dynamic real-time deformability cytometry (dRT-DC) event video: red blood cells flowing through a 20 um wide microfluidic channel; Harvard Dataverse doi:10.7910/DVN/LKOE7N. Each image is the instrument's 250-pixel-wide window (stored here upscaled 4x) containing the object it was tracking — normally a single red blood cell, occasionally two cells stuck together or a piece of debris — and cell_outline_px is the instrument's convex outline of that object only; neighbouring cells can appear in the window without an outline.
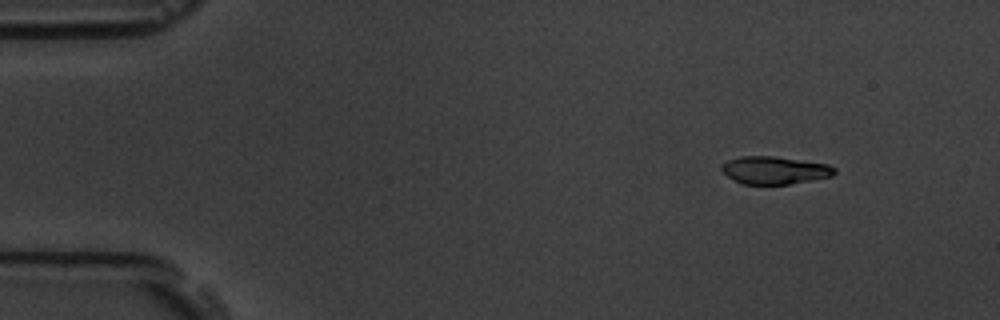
{"species": "common noctule bat (a hibernating species)", "species_latin": "Nyctalus noctula", "temperature_condition": "room temperature", "stored_images_in_passage": 7, "camera_frame_rate_fps": 3000, "um_per_image_px": 0.085, "animal": {"sex": "male", "body_mass_g": 19.5, "forearm_length_mm": 54.6}, "frame": {"image": 1, "passage_image": 3, "time_ms": 2.0, "image_size_px": [1000, 320], "cell_outline_px": [[836, 172], [832, 176], [788, 184], [740, 184], [728, 176], [720, 168], [720, 164], [728, 160], [740, 156], [772, 156], [828, 164], [836, 168]], "centroid_in_image_um": [65.81, 14.46], "position_along_channel_um": 19.2, "area_um2": 18.15}}
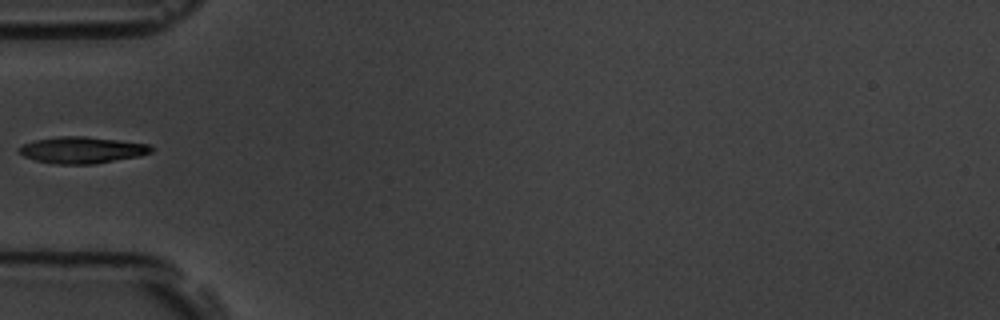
{"frame": {"image": 2, "passage_image": 6, "time_ms": 6.333, "image_size_px": [1000, 320], "cell_outline_px": [[152, 152], [140, 156], [92, 164], [56, 164], [36, 160], [24, 156], [16, 148], [24, 144], [36, 140], [60, 136], [84, 136], [148, 144], [152, 148]], "centroid_in_image_um": [6.96, 12.75], "position_along_channel_um": 78.0, "area_um2": 20.17}}
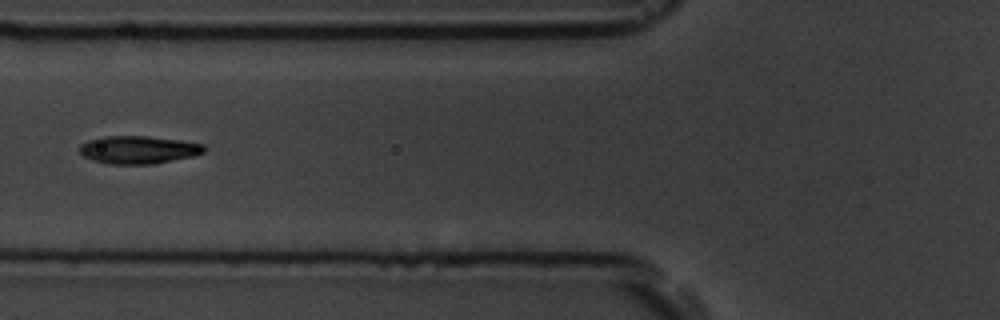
{"frame": {"image": 3, "passage_image": 7, "time_ms": 7.333, "image_size_px": [1000, 320], "cell_outline_px": [[208, 148], [204, 152], [192, 156], [152, 164], [108, 164], [92, 160], [84, 156], [80, 152], [80, 144], [88, 140], [100, 136], [148, 136], [180, 140], [204, 144]], "centroid_in_image_um": [11.76, 12.72], "position_along_channel_um": 114.0, "area_um2": 20.29}}